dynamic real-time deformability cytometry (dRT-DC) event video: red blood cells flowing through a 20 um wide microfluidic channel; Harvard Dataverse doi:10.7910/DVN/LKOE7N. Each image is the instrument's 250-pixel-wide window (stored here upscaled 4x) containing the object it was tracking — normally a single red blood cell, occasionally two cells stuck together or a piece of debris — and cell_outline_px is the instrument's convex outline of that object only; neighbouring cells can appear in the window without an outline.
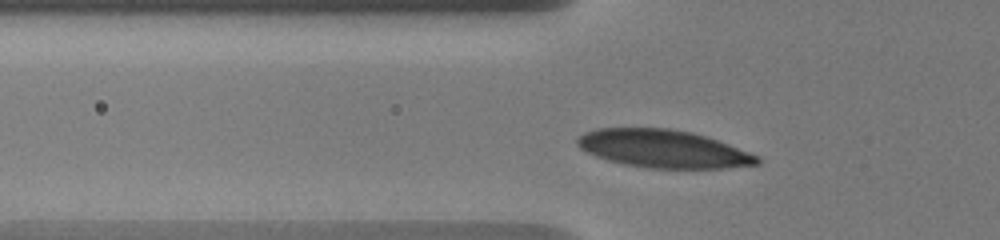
{"species": "human", "species_latin": "Homo sapiens", "temperature_condition": "warm", "stored_images_in_passage": 29, "camera_frame_rate_fps": 3000, "um_per_image_px": 0.085, "donor": {"sex": "male"}, "frame": {"image": 1, "passage_image": 21, "time_ms": 3.0, "image_size_px": [1000, 240], "cell_outline_px": [[760, 164], [724, 168], [648, 168], [624, 164], [608, 160], [596, 156], [580, 148], [576, 144], [576, 140], [584, 132], [596, 128], [668, 128], [692, 132], [728, 144], [760, 156]], "centroid_in_image_um": [56.37, 12.65], "position_along_channel_um": 69.4, "area_um2": 39.59}}
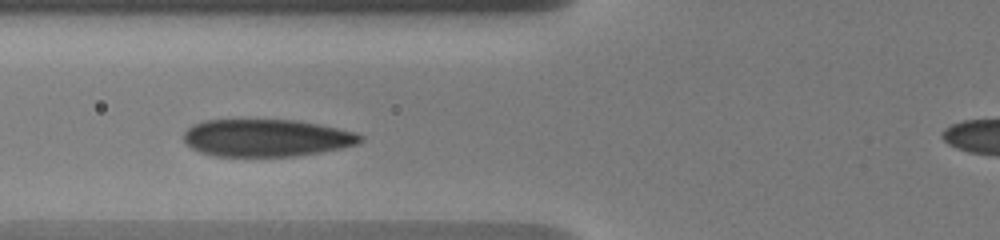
{"frame": {"image": 2, "passage_image": 28, "time_ms": 4.0, "image_size_px": [1000, 240], "cell_outline_px": [[364, 140], [356, 144], [340, 148], [320, 152], [292, 156], [212, 156], [200, 152], [192, 148], [184, 140], [184, 132], [192, 124], [204, 120], [296, 120], [320, 124], [356, 132], [364, 136]], "centroid_in_image_um": [22.65, 11.71], "position_along_channel_um": 103.1, "area_um2": 38.49}}